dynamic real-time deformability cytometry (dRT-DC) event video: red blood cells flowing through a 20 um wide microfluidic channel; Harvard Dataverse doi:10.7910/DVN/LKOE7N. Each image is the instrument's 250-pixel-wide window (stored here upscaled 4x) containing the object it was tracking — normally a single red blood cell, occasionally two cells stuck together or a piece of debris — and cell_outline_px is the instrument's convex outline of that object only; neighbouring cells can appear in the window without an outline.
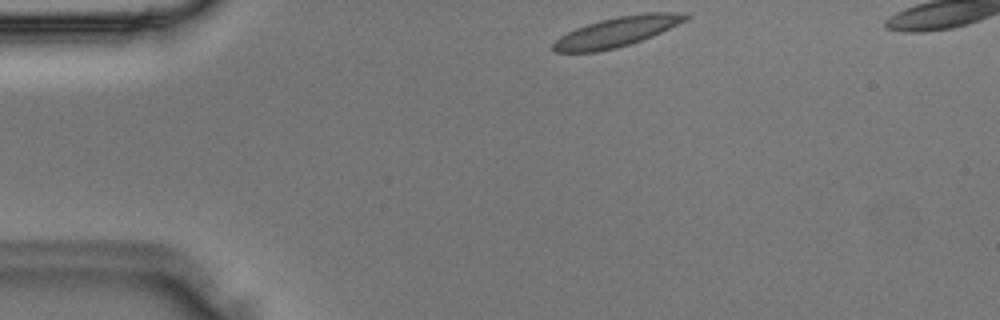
{"species": "Egyptian fruit bat (a non-hibernating species)", "species_latin": "Rousettus aegyptiacus", "temperature_condition": "room temperature", "stored_images_in_passage": 30, "camera_frame_rate_fps": 3000, "um_per_image_px": 0.085, "animal": {"sex": "male"}, "frame": {"image": 1, "passage_image": 1, "time_ms": 0.0, "image_size_px": [1000, 320], "cell_outline_px": [[692, 16], [652, 36], [616, 48], [596, 52], [556, 52], [552, 48], [552, 44], [560, 36], [576, 28], [600, 20], [616, 16], [644, 12], [688, 12]], "centroid_in_image_um": [52.44, 2.68], "position_along_channel_um": 32.6, "area_um2": 22.83}}
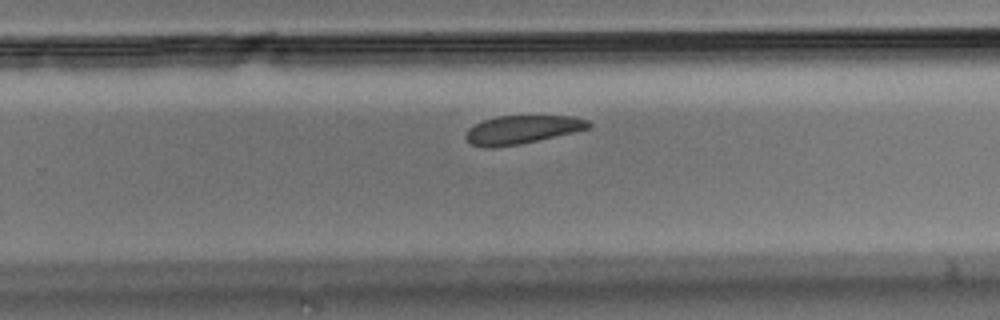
{"frame": {"image": 2, "passage_image": 18, "time_ms": 5.667, "image_size_px": [1000, 320], "cell_outline_px": [[592, 128], [576, 132], [520, 144], [492, 148], [484, 148], [472, 144], [464, 136], [468, 128], [484, 120], [496, 116], [572, 116], [588, 120], [592, 124]], "centroid_in_image_um": [44.4, 11.02], "position_along_channel_um": 285.4, "area_um2": 20.46}}
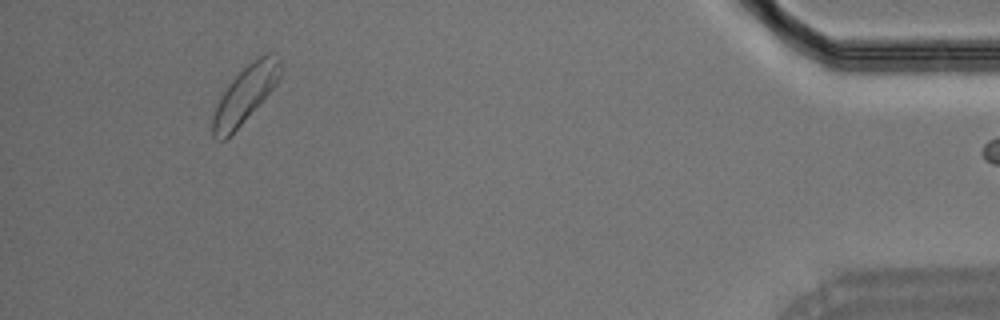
{"frame": {"image": 3, "passage_image": 29, "time_ms": 9.333, "image_size_px": [1000, 320], "cell_outline_px": [[280, 76], [276, 84], [240, 124], [224, 140], [216, 140], [212, 136], [212, 116], [216, 104], [228, 84], [252, 60], [264, 52], [276, 52], [280, 72]], "centroid_in_image_um": [20.8, 7.99], "position_along_channel_um": 414.4, "area_um2": 21.73}}